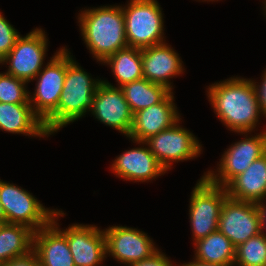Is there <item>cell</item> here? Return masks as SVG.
Here are the masks:
<instances>
[{"mask_svg":"<svg viewBox=\"0 0 266 266\" xmlns=\"http://www.w3.org/2000/svg\"><path fill=\"white\" fill-rule=\"evenodd\" d=\"M208 101L222 125L232 133L257 131L263 114L253 79L231 76L206 86Z\"/></svg>","mask_w":266,"mask_h":266,"instance_id":"cell-1","label":"cell"},{"mask_svg":"<svg viewBox=\"0 0 266 266\" xmlns=\"http://www.w3.org/2000/svg\"><path fill=\"white\" fill-rule=\"evenodd\" d=\"M101 78L92 75L73 58L66 47V76L57 109L43 122L50 135L82 119L90 112Z\"/></svg>","mask_w":266,"mask_h":266,"instance_id":"cell-2","label":"cell"},{"mask_svg":"<svg viewBox=\"0 0 266 266\" xmlns=\"http://www.w3.org/2000/svg\"><path fill=\"white\" fill-rule=\"evenodd\" d=\"M77 21L82 40L98 63L128 47L121 5L82 8Z\"/></svg>","mask_w":266,"mask_h":266,"instance_id":"cell-3","label":"cell"},{"mask_svg":"<svg viewBox=\"0 0 266 266\" xmlns=\"http://www.w3.org/2000/svg\"><path fill=\"white\" fill-rule=\"evenodd\" d=\"M121 6L129 47L144 49L166 42L163 9L157 0H129Z\"/></svg>","mask_w":266,"mask_h":266,"instance_id":"cell-4","label":"cell"},{"mask_svg":"<svg viewBox=\"0 0 266 266\" xmlns=\"http://www.w3.org/2000/svg\"><path fill=\"white\" fill-rule=\"evenodd\" d=\"M262 128L263 131L254 132V135L253 132L252 135L251 132L238 133L244 137L229 145L219 159L217 169H208L201 178L206 177L212 184L225 187L243 173L254 160L266 153V129Z\"/></svg>","mask_w":266,"mask_h":266,"instance_id":"cell-5","label":"cell"},{"mask_svg":"<svg viewBox=\"0 0 266 266\" xmlns=\"http://www.w3.org/2000/svg\"><path fill=\"white\" fill-rule=\"evenodd\" d=\"M227 197L225 187L212 184L206 177L198 179L189 198L193 243L218 230L221 209Z\"/></svg>","mask_w":266,"mask_h":266,"instance_id":"cell-6","label":"cell"},{"mask_svg":"<svg viewBox=\"0 0 266 266\" xmlns=\"http://www.w3.org/2000/svg\"><path fill=\"white\" fill-rule=\"evenodd\" d=\"M0 202L5 212V223L25 225L34 232L49 225L59 210L45 207L28 190L1 179Z\"/></svg>","mask_w":266,"mask_h":266,"instance_id":"cell-7","label":"cell"},{"mask_svg":"<svg viewBox=\"0 0 266 266\" xmlns=\"http://www.w3.org/2000/svg\"><path fill=\"white\" fill-rule=\"evenodd\" d=\"M181 120L144 141L167 173L174 163L196 159L203 152L200 140L180 125Z\"/></svg>","mask_w":266,"mask_h":266,"instance_id":"cell-8","label":"cell"},{"mask_svg":"<svg viewBox=\"0 0 266 266\" xmlns=\"http://www.w3.org/2000/svg\"><path fill=\"white\" fill-rule=\"evenodd\" d=\"M44 29L36 27L25 36L21 35L9 54L0 61L8 65L6 73L28 84L42 70L48 50V36Z\"/></svg>","mask_w":266,"mask_h":266,"instance_id":"cell-9","label":"cell"},{"mask_svg":"<svg viewBox=\"0 0 266 266\" xmlns=\"http://www.w3.org/2000/svg\"><path fill=\"white\" fill-rule=\"evenodd\" d=\"M66 76V46L56 50L42 70L32 80L36 81L29 102L34 113L44 122L56 109Z\"/></svg>","mask_w":266,"mask_h":266,"instance_id":"cell-10","label":"cell"},{"mask_svg":"<svg viewBox=\"0 0 266 266\" xmlns=\"http://www.w3.org/2000/svg\"><path fill=\"white\" fill-rule=\"evenodd\" d=\"M66 213L58 210L52 223L67 237L75 266H104L106 259V242L103 229L94 224L73 223L67 228H60V217Z\"/></svg>","mask_w":266,"mask_h":266,"instance_id":"cell-11","label":"cell"},{"mask_svg":"<svg viewBox=\"0 0 266 266\" xmlns=\"http://www.w3.org/2000/svg\"><path fill=\"white\" fill-rule=\"evenodd\" d=\"M106 242V256L113 257L118 264L129 266L151 257L159 248L144 231L122 225L103 229Z\"/></svg>","mask_w":266,"mask_h":266,"instance_id":"cell-12","label":"cell"},{"mask_svg":"<svg viewBox=\"0 0 266 266\" xmlns=\"http://www.w3.org/2000/svg\"><path fill=\"white\" fill-rule=\"evenodd\" d=\"M218 231L235 247L261 233V215L257 203L239 201L228 196L221 209Z\"/></svg>","mask_w":266,"mask_h":266,"instance_id":"cell-13","label":"cell"},{"mask_svg":"<svg viewBox=\"0 0 266 266\" xmlns=\"http://www.w3.org/2000/svg\"><path fill=\"white\" fill-rule=\"evenodd\" d=\"M90 113L100 123L128 138L133 124V113L120 87L102 79L96 89Z\"/></svg>","mask_w":266,"mask_h":266,"instance_id":"cell-14","label":"cell"},{"mask_svg":"<svg viewBox=\"0 0 266 266\" xmlns=\"http://www.w3.org/2000/svg\"><path fill=\"white\" fill-rule=\"evenodd\" d=\"M131 141L139 144V147L124 151L110 165V170L116 177L124 179L123 181L145 183L167 173L144 141Z\"/></svg>","mask_w":266,"mask_h":266,"instance_id":"cell-15","label":"cell"},{"mask_svg":"<svg viewBox=\"0 0 266 266\" xmlns=\"http://www.w3.org/2000/svg\"><path fill=\"white\" fill-rule=\"evenodd\" d=\"M171 46L163 42L141 49V58L143 77L173 92L175 87L171 79L182 76L186 69L180 55Z\"/></svg>","mask_w":266,"mask_h":266,"instance_id":"cell-16","label":"cell"},{"mask_svg":"<svg viewBox=\"0 0 266 266\" xmlns=\"http://www.w3.org/2000/svg\"><path fill=\"white\" fill-rule=\"evenodd\" d=\"M174 95V92H170L161 102L134 113L128 139L145 141L176 124L182 117Z\"/></svg>","mask_w":266,"mask_h":266,"instance_id":"cell-17","label":"cell"},{"mask_svg":"<svg viewBox=\"0 0 266 266\" xmlns=\"http://www.w3.org/2000/svg\"><path fill=\"white\" fill-rule=\"evenodd\" d=\"M40 266H75L67 237L51 222L33 234Z\"/></svg>","mask_w":266,"mask_h":266,"instance_id":"cell-18","label":"cell"},{"mask_svg":"<svg viewBox=\"0 0 266 266\" xmlns=\"http://www.w3.org/2000/svg\"><path fill=\"white\" fill-rule=\"evenodd\" d=\"M0 130L23 136L48 138L43 121L34 113L30 103L0 102Z\"/></svg>","mask_w":266,"mask_h":266,"instance_id":"cell-19","label":"cell"},{"mask_svg":"<svg viewBox=\"0 0 266 266\" xmlns=\"http://www.w3.org/2000/svg\"><path fill=\"white\" fill-rule=\"evenodd\" d=\"M227 195L239 201L259 203L266 199V153L254 160L226 186Z\"/></svg>","mask_w":266,"mask_h":266,"instance_id":"cell-20","label":"cell"},{"mask_svg":"<svg viewBox=\"0 0 266 266\" xmlns=\"http://www.w3.org/2000/svg\"><path fill=\"white\" fill-rule=\"evenodd\" d=\"M101 64L111 69L116 80L115 87H122L132 81L140 80L143 77V63L141 49L126 47L108 56Z\"/></svg>","mask_w":266,"mask_h":266,"instance_id":"cell-21","label":"cell"},{"mask_svg":"<svg viewBox=\"0 0 266 266\" xmlns=\"http://www.w3.org/2000/svg\"><path fill=\"white\" fill-rule=\"evenodd\" d=\"M34 231L28 226L2 223L0 226V265L33 249Z\"/></svg>","mask_w":266,"mask_h":266,"instance_id":"cell-22","label":"cell"},{"mask_svg":"<svg viewBox=\"0 0 266 266\" xmlns=\"http://www.w3.org/2000/svg\"><path fill=\"white\" fill-rule=\"evenodd\" d=\"M192 244L194 259L215 264H228L235 261L236 247L218 230Z\"/></svg>","mask_w":266,"mask_h":266,"instance_id":"cell-23","label":"cell"},{"mask_svg":"<svg viewBox=\"0 0 266 266\" xmlns=\"http://www.w3.org/2000/svg\"><path fill=\"white\" fill-rule=\"evenodd\" d=\"M132 113L161 102L171 91L165 86L152 83L145 78L120 87Z\"/></svg>","mask_w":266,"mask_h":266,"instance_id":"cell-24","label":"cell"},{"mask_svg":"<svg viewBox=\"0 0 266 266\" xmlns=\"http://www.w3.org/2000/svg\"><path fill=\"white\" fill-rule=\"evenodd\" d=\"M235 266H266V235L262 232L235 249Z\"/></svg>","mask_w":266,"mask_h":266,"instance_id":"cell-25","label":"cell"},{"mask_svg":"<svg viewBox=\"0 0 266 266\" xmlns=\"http://www.w3.org/2000/svg\"><path fill=\"white\" fill-rule=\"evenodd\" d=\"M28 83L6 72L0 75V102L30 103Z\"/></svg>","mask_w":266,"mask_h":266,"instance_id":"cell-26","label":"cell"},{"mask_svg":"<svg viewBox=\"0 0 266 266\" xmlns=\"http://www.w3.org/2000/svg\"><path fill=\"white\" fill-rule=\"evenodd\" d=\"M13 26L0 12V61L9 54L21 36L20 32Z\"/></svg>","mask_w":266,"mask_h":266,"instance_id":"cell-27","label":"cell"},{"mask_svg":"<svg viewBox=\"0 0 266 266\" xmlns=\"http://www.w3.org/2000/svg\"><path fill=\"white\" fill-rule=\"evenodd\" d=\"M161 250L162 249H159L149 258L140 262H135L129 266H179V264H176L177 262L172 261L170 257L166 256Z\"/></svg>","mask_w":266,"mask_h":266,"instance_id":"cell-28","label":"cell"},{"mask_svg":"<svg viewBox=\"0 0 266 266\" xmlns=\"http://www.w3.org/2000/svg\"><path fill=\"white\" fill-rule=\"evenodd\" d=\"M0 266H40L38 256L32 249L27 254L15 257Z\"/></svg>","mask_w":266,"mask_h":266,"instance_id":"cell-29","label":"cell"},{"mask_svg":"<svg viewBox=\"0 0 266 266\" xmlns=\"http://www.w3.org/2000/svg\"><path fill=\"white\" fill-rule=\"evenodd\" d=\"M262 72L264 73L262 74V76H260L261 80H258L260 82H257V80H254V78L252 79L256 87L258 101H259L261 110L266 117V68Z\"/></svg>","mask_w":266,"mask_h":266,"instance_id":"cell-30","label":"cell"},{"mask_svg":"<svg viewBox=\"0 0 266 266\" xmlns=\"http://www.w3.org/2000/svg\"><path fill=\"white\" fill-rule=\"evenodd\" d=\"M179 266H235V264L234 263H228V264L207 263V262H203V261L192 258V261H189L183 264L180 263Z\"/></svg>","mask_w":266,"mask_h":266,"instance_id":"cell-31","label":"cell"},{"mask_svg":"<svg viewBox=\"0 0 266 266\" xmlns=\"http://www.w3.org/2000/svg\"><path fill=\"white\" fill-rule=\"evenodd\" d=\"M257 206L261 215V232L266 235V199L257 203Z\"/></svg>","mask_w":266,"mask_h":266,"instance_id":"cell-32","label":"cell"},{"mask_svg":"<svg viewBox=\"0 0 266 266\" xmlns=\"http://www.w3.org/2000/svg\"><path fill=\"white\" fill-rule=\"evenodd\" d=\"M0 223H5V212L3 210V206L0 202Z\"/></svg>","mask_w":266,"mask_h":266,"instance_id":"cell-33","label":"cell"},{"mask_svg":"<svg viewBox=\"0 0 266 266\" xmlns=\"http://www.w3.org/2000/svg\"><path fill=\"white\" fill-rule=\"evenodd\" d=\"M262 3L264 4L263 8H262L263 9L262 11H263V14L265 13L264 15H266V0L262 1Z\"/></svg>","mask_w":266,"mask_h":266,"instance_id":"cell-34","label":"cell"},{"mask_svg":"<svg viewBox=\"0 0 266 266\" xmlns=\"http://www.w3.org/2000/svg\"><path fill=\"white\" fill-rule=\"evenodd\" d=\"M195 1H196V0H195ZM198 1H199V2L201 1V2H207V3H208V2H216V1L218 2L219 0H197V2H198Z\"/></svg>","mask_w":266,"mask_h":266,"instance_id":"cell-35","label":"cell"}]
</instances>
